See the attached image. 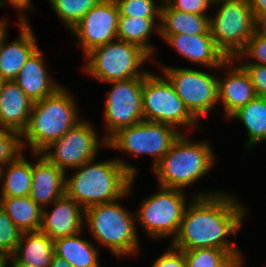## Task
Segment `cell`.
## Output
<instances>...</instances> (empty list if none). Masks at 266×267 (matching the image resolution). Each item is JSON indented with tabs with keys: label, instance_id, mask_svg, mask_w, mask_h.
I'll list each match as a JSON object with an SVG mask.
<instances>
[{
	"label": "cell",
	"instance_id": "6da1fadb",
	"mask_svg": "<svg viewBox=\"0 0 266 267\" xmlns=\"http://www.w3.org/2000/svg\"><path fill=\"white\" fill-rule=\"evenodd\" d=\"M192 198L184 210L178 234L170 244L182 251L215 248L228 254L241 252L228 237L231 234L236 239L246 207L236 196L223 191L201 192Z\"/></svg>",
	"mask_w": 266,
	"mask_h": 267
},
{
	"label": "cell",
	"instance_id": "7a4b0ae2",
	"mask_svg": "<svg viewBox=\"0 0 266 267\" xmlns=\"http://www.w3.org/2000/svg\"><path fill=\"white\" fill-rule=\"evenodd\" d=\"M120 158H94L75 168V174L66 175L65 193L84 209L130 196L137 167Z\"/></svg>",
	"mask_w": 266,
	"mask_h": 267
},
{
	"label": "cell",
	"instance_id": "3957f363",
	"mask_svg": "<svg viewBox=\"0 0 266 267\" xmlns=\"http://www.w3.org/2000/svg\"><path fill=\"white\" fill-rule=\"evenodd\" d=\"M77 108L73 94L62 85L52 95L33 102L28 126L20 135L22 150L29 147L32 153H41L61 138L82 120Z\"/></svg>",
	"mask_w": 266,
	"mask_h": 267
},
{
	"label": "cell",
	"instance_id": "277c9868",
	"mask_svg": "<svg viewBox=\"0 0 266 267\" xmlns=\"http://www.w3.org/2000/svg\"><path fill=\"white\" fill-rule=\"evenodd\" d=\"M190 140L181 132L168 153L153 167L158 186L185 191L184 188L212 170L216 155L209 141Z\"/></svg>",
	"mask_w": 266,
	"mask_h": 267
},
{
	"label": "cell",
	"instance_id": "5b68a950",
	"mask_svg": "<svg viewBox=\"0 0 266 267\" xmlns=\"http://www.w3.org/2000/svg\"><path fill=\"white\" fill-rule=\"evenodd\" d=\"M119 199L85 209L84 222L96 243L118 257L140 251L136 215L121 206Z\"/></svg>",
	"mask_w": 266,
	"mask_h": 267
},
{
	"label": "cell",
	"instance_id": "8992f818",
	"mask_svg": "<svg viewBox=\"0 0 266 267\" xmlns=\"http://www.w3.org/2000/svg\"><path fill=\"white\" fill-rule=\"evenodd\" d=\"M219 7L209 16V31L228 59H235L258 28L248 0H214Z\"/></svg>",
	"mask_w": 266,
	"mask_h": 267
},
{
	"label": "cell",
	"instance_id": "52a82bcc",
	"mask_svg": "<svg viewBox=\"0 0 266 267\" xmlns=\"http://www.w3.org/2000/svg\"><path fill=\"white\" fill-rule=\"evenodd\" d=\"M85 57L84 72L106 83L144 77L148 72L143 63L152 59L138 45L120 40L95 47Z\"/></svg>",
	"mask_w": 266,
	"mask_h": 267
},
{
	"label": "cell",
	"instance_id": "ba28073f",
	"mask_svg": "<svg viewBox=\"0 0 266 267\" xmlns=\"http://www.w3.org/2000/svg\"><path fill=\"white\" fill-rule=\"evenodd\" d=\"M159 187V191L146 196L135 212L138 222L149 237L162 239L177 236L184 210L189 204L186 193L180 189Z\"/></svg>",
	"mask_w": 266,
	"mask_h": 267
},
{
	"label": "cell",
	"instance_id": "9c48e42d",
	"mask_svg": "<svg viewBox=\"0 0 266 267\" xmlns=\"http://www.w3.org/2000/svg\"><path fill=\"white\" fill-rule=\"evenodd\" d=\"M142 112L147 121L166 123L176 129L180 126L197 127L198 120L189 112L169 80L148 71L143 77Z\"/></svg>",
	"mask_w": 266,
	"mask_h": 267
},
{
	"label": "cell",
	"instance_id": "30bf717a",
	"mask_svg": "<svg viewBox=\"0 0 266 267\" xmlns=\"http://www.w3.org/2000/svg\"><path fill=\"white\" fill-rule=\"evenodd\" d=\"M181 134L172 125L143 120L135 125L119 129L107 140V147L125 151L132 157L144 155L154 157V167L166 155Z\"/></svg>",
	"mask_w": 266,
	"mask_h": 267
},
{
	"label": "cell",
	"instance_id": "8fae6325",
	"mask_svg": "<svg viewBox=\"0 0 266 267\" xmlns=\"http://www.w3.org/2000/svg\"><path fill=\"white\" fill-rule=\"evenodd\" d=\"M162 74L172 84L189 112L197 119L207 114L218 104V76L184 67H169L164 64ZM164 65V66H163Z\"/></svg>",
	"mask_w": 266,
	"mask_h": 267
},
{
	"label": "cell",
	"instance_id": "7c38bea8",
	"mask_svg": "<svg viewBox=\"0 0 266 267\" xmlns=\"http://www.w3.org/2000/svg\"><path fill=\"white\" fill-rule=\"evenodd\" d=\"M101 144L107 147V139L102 138L100 142L97 130L89 121L82 119L61 138L46 147L41 155L68 174L67 170L78 168L96 158Z\"/></svg>",
	"mask_w": 266,
	"mask_h": 267
},
{
	"label": "cell",
	"instance_id": "4fadbf2b",
	"mask_svg": "<svg viewBox=\"0 0 266 267\" xmlns=\"http://www.w3.org/2000/svg\"><path fill=\"white\" fill-rule=\"evenodd\" d=\"M105 102L104 128L107 140L119 129L144 120L142 112L143 77L112 81Z\"/></svg>",
	"mask_w": 266,
	"mask_h": 267
},
{
	"label": "cell",
	"instance_id": "5bb4252c",
	"mask_svg": "<svg viewBox=\"0 0 266 267\" xmlns=\"http://www.w3.org/2000/svg\"><path fill=\"white\" fill-rule=\"evenodd\" d=\"M118 16L115 0H99L70 30L84 56L95 47L117 40Z\"/></svg>",
	"mask_w": 266,
	"mask_h": 267
},
{
	"label": "cell",
	"instance_id": "9a60e30c",
	"mask_svg": "<svg viewBox=\"0 0 266 267\" xmlns=\"http://www.w3.org/2000/svg\"><path fill=\"white\" fill-rule=\"evenodd\" d=\"M8 22L0 27V75L5 81L15 80L28 58L39 48L29 22L18 23V38L10 43L8 38Z\"/></svg>",
	"mask_w": 266,
	"mask_h": 267
},
{
	"label": "cell",
	"instance_id": "2e32d148",
	"mask_svg": "<svg viewBox=\"0 0 266 267\" xmlns=\"http://www.w3.org/2000/svg\"><path fill=\"white\" fill-rule=\"evenodd\" d=\"M52 211L42 208L40 231L53 241L84 229L85 209L66 193L53 203Z\"/></svg>",
	"mask_w": 266,
	"mask_h": 267
},
{
	"label": "cell",
	"instance_id": "e0dca14e",
	"mask_svg": "<svg viewBox=\"0 0 266 267\" xmlns=\"http://www.w3.org/2000/svg\"><path fill=\"white\" fill-rule=\"evenodd\" d=\"M234 64L235 59L226 60L223 64L226 76L218 77V103L223 104V116L227 120L257 96L248 72L241 64Z\"/></svg>",
	"mask_w": 266,
	"mask_h": 267
},
{
	"label": "cell",
	"instance_id": "ac0fdd59",
	"mask_svg": "<svg viewBox=\"0 0 266 267\" xmlns=\"http://www.w3.org/2000/svg\"><path fill=\"white\" fill-rule=\"evenodd\" d=\"M170 44L179 55L207 68L224 69L223 64L228 60L225 54L217 47L211 34H171L160 36Z\"/></svg>",
	"mask_w": 266,
	"mask_h": 267
},
{
	"label": "cell",
	"instance_id": "d6986e66",
	"mask_svg": "<svg viewBox=\"0 0 266 267\" xmlns=\"http://www.w3.org/2000/svg\"><path fill=\"white\" fill-rule=\"evenodd\" d=\"M32 184L29 197L41 208L65 194L66 173L50 163L41 153H33ZM47 205V206H46Z\"/></svg>",
	"mask_w": 266,
	"mask_h": 267
},
{
	"label": "cell",
	"instance_id": "ffe728a7",
	"mask_svg": "<svg viewBox=\"0 0 266 267\" xmlns=\"http://www.w3.org/2000/svg\"><path fill=\"white\" fill-rule=\"evenodd\" d=\"M32 106L33 101L15 80L4 81L0 90V127L21 135L28 126Z\"/></svg>",
	"mask_w": 266,
	"mask_h": 267
},
{
	"label": "cell",
	"instance_id": "44dd1931",
	"mask_svg": "<svg viewBox=\"0 0 266 267\" xmlns=\"http://www.w3.org/2000/svg\"><path fill=\"white\" fill-rule=\"evenodd\" d=\"M43 52L37 49L21 67L15 82L33 102L52 95L61 86L48 74Z\"/></svg>",
	"mask_w": 266,
	"mask_h": 267
},
{
	"label": "cell",
	"instance_id": "7402d4cb",
	"mask_svg": "<svg viewBox=\"0 0 266 267\" xmlns=\"http://www.w3.org/2000/svg\"><path fill=\"white\" fill-rule=\"evenodd\" d=\"M53 255V240L39 230L22 232L11 258L23 267H49Z\"/></svg>",
	"mask_w": 266,
	"mask_h": 267
},
{
	"label": "cell",
	"instance_id": "603a6c76",
	"mask_svg": "<svg viewBox=\"0 0 266 267\" xmlns=\"http://www.w3.org/2000/svg\"><path fill=\"white\" fill-rule=\"evenodd\" d=\"M160 36L171 34H210L209 15L192 14L171 8L164 0L161 5Z\"/></svg>",
	"mask_w": 266,
	"mask_h": 267
},
{
	"label": "cell",
	"instance_id": "cb8c5ba5",
	"mask_svg": "<svg viewBox=\"0 0 266 267\" xmlns=\"http://www.w3.org/2000/svg\"><path fill=\"white\" fill-rule=\"evenodd\" d=\"M81 232L53 241L54 254L65 259L73 267H101L99 258V246L91 241L82 239Z\"/></svg>",
	"mask_w": 266,
	"mask_h": 267
},
{
	"label": "cell",
	"instance_id": "d4e9b609",
	"mask_svg": "<svg viewBox=\"0 0 266 267\" xmlns=\"http://www.w3.org/2000/svg\"><path fill=\"white\" fill-rule=\"evenodd\" d=\"M158 23H157V21ZM156 30V31H155ZM160 30V18L118 16L117 40L133 43L145 50L152 58L155 47L148 44L149 38Z\"/></svg>",
	"mask_w": 266,
	"mask_h": 267
},
{
	"label": "cell",
	"instance_id": "484cf974",
	"mask_svg": "<svg viewBox=\"0 0 266 267\" xmlns=\"http://www.w3.org/2000/svg\"><path fill=\"white\" fill-rule=\"evenodd\" d=\"M32 184V163L21 151L3 166L0 197L29 196Z\"/></svg>",
	"mask_w": 266,
	"mask_h": 267
},
{
	"label": "cell",
	"instance_id": "4316f807",
	"mask_svg": "<svg viewBox=\"0 0 266 267\" xmlns=\"http://www.w3.org/2000/svg\"><path fill=\"white\" fill-rule=\"evenodd\" d=\"M239 120L247 130L248 140L244 148L266 142V97L256 96L245 106L235 111L228 120Z\"/></svg>",
	"mask_w": 266,
	"mask_h": 267
},
{
	"label": "cell",
	"instance_id": "83f0119b",
	"mask_svg": "<svg viewBox=\"0 0 266 267\" xmlns=\"http://www.w3.org/2000/svg\"><path fill=\"white\" fill-rule=\"evenodd\" d=\"M0 206L21 232L40 230L42 208L29 196L0 197Z\"/></svg>",
	"mask_w": 266,
	"mask_h": 267
},
{
	"label": "cell",
	"instance_id": "f1b7e54d",
	"mask_svg": "<svg viewBox=\"0 0 266 267\" xmlns=\"http://www.w3.org/2000/svg\"><path fill=\"white\" fill-rule=\"evenodd\" d=\"M51 8L71 30L99 0H48Z\"/></svg>",
	"mask_w": 266,
	"mask_h": 267
},
{
	"label": "cell",
	"instance_id": "f546056e",
	"mask_svg": "<svg viewBox=\"0 0 266 267\" xmlns=\"http://www.w3.org/2000/svg\"><path fill=\"white\" fill-rule=\"evenodd\" d=\"M21 235L20 229L0 206V261L13 255Z\"/></svg>",
	"mask_w": 266,
	"mask_h": 267
},
{
	"label": "cell",
	"instance_id": "4dcf8cb0",
	"mask_svg": "<svg viewBox=\"0 0 266 267\" xmlns=\"http://www.w3.org/2000/svg\"><path fill=\"white\" fill-rule=\"evenodd\" d=\"M162 1L157 5L155 0H115L119 15L142 18H160Z\"/></svg>",
	"mask_w": 266,
	"mask_h": 267
},
{
	"label": "cell",
	"instance_id": "1f68e13d",
	"mask_svg": "<svg viewBox=\"0 0 266 267\" xmlns=\"http://www.w3.org/2000/svg\"><path fill=\"white\" fill-rule=\"evenodd\" d=\"M250 57L256 60L243 62L242 59L247 58L248 60ZM235 60H238L236 62L240 61V64L266 65V33L257 28Z\"/></svg>",
	"mask_w": 266,
	"mask_h": 267
},
{
	"label": "cell",
	"instance_id": "d6a6232c",
	"mask_svg": "<svg viewBox=\"0 0 266 267\" xmlns=\"http://www.w3.org/2000/svg\"><path fill=\"white\" fill-rule=\"evenodd\" d=\"M183 252L186 267H215L228 255L225 250L215 248H198Z\"/></svg>",
	"mask_w": 266,
	"mask_h": 267
},
{
	"label": "cell",
	"instance_id": "836d02e7",
	"mask_svg": "<svg viewBox=\"0 0 266 267\" xmlns=\"http://www.w3.org/2000/svg\"><path fill=\"white\" fill-rule=\"evenodd\" d=\"M22 150L21 137L16 131L0 127V164L14 159Z\"/></svg>",
	"mask_w": 266,
	"mask_h": 267
},
{
	"label": "cell",
	"instance_id": "e575fe53",
	"mask_svg": "<svg viewBox=\"0 0 266 267\" xmlns=\"http://www.w3.org/2000/svg\"><path fill=\"white\" fill-rule=\"evenodd\" d=\"M171 8L192 14L208 15L214 0H164Z\"/></svg>",
	"mask_w": 266,
	"mask_h": 267
},
{
	"label": "cell",
	"instance_id": "d590c367",
	"mask_svg": "<svg viewBox=\"0 0 266 267\" xmlns=\"http://www.w3.org/2000/svg\"><path fill=\"white\" fill-rule=\"evenodd\" d=\"M241 65L248 72L257 96L266 97V65Z\"/></svg>",
	"mask_w": 266,
	"mask_h": 267
},
{
	"label": "cell",
	"instance_id": "8d00e7d4",
	"mask_svg": "<svg viewBox=\"0 0 266 267\" xmlns=\"http://www.w3.org/2000/svg\"><path fill=\"white\" fill-rule=\"evenodd\" d=\"M151 267H186L184 252L170 244L166 253L158 257Z\"/></svg>",
	"mask_w": 266,
	"mask_h": 267
},
{
	"label": "cell",
	"instance_id": "74e56055",
	"mask_svg": "<svg viewBox=\"0 0 266 267\" xmlns=\"http://www.w3.org/2000/svg\"><path fill=\"white\" fill-rule=\"evenodd\" d=\"M6 1H8L7 3H10L9 5L15 7V9H17L20 12L18 19L19 23L29 22V20L27 19L28 15L26 16L27 13L24 12H27L26 9H31L32 7L31 0H0V6L1 7L6 6L7 5Z\"/></svg>",
	"mask_w": 266,
	"mask_h": 267
},
{
	"label": "cell",
	"instance_id": "f35d334b",
	"mask_svg": "<svg viewBox=\"0 0 266 267\" xmlns=\"http://www.w3.org/2000/svg\"><path fill=\"white\" fill-rule=\"evenodd\" d=\"M243 254L241 252L229 253L218 265L215 267H243Z\"/></svg>",
	"mask_w": 266,
	"mask_h": 267
},
{
	"label": "cell",
	"instance_id": "ab89813d",
	"mask_svg": "<svg viewBox=\"0 0 266 267\" xmlns=\"http://www.w3.org/2000/svg\"><path fill=\"white\" fill-rule=\"evenodd\" d=\"M248 3L257 21L266 14V0H248Z\"/></svg>",
	"mask_w": 266,
	"mask_h": 267
},
{
	"label": "cell",
	"instance_id": "60d3db41",
	"mask_svg": "<svg viewBox=\"0 0 266 267\" xmlns=\"http://www.w3.org/2000/svg\"><path fill=\"white\" fill-rule=\"evenodd\" d=\"M49 267H73V266L69 264L65 259L54 254Z\"/></svg>",
	"mask_w": 266,
	"mask_h": 267
},
{
	"label": "cell",
	"instance_id": "b9f144b4",
	"mask_svg": "<svg viewBox=\"0 0 266 267\" xmlns=\"http://www.w3.org/2000/svg\"><path fill=\"white\" fill-rule=\"evenodd\" d=\"M258 28L266 33V14L258 20Z\"/></svg>",
	"mask_w": 266,
	"mask_h": 267
},
{
	"label": "cell",
	"instance_id": "7bdbcfd3",
	"mask_svg": "<svg viewBox=\"0 0 266 267\" xmlns=\"http://www.w3.org/2000/svg\"><path fill=\"white\" fill-rule=\"evenodd\" d=\"M8 262L10 263V267H23L19 264H17L11 257L10 258H5L3 260L0 261V264H8Z\"/></svg>",
	"mask_w": 266,
	"mask_h": 267
},
{
	"label": "cell",
	"instance_id": "ee69618b",
	"mask_svg": "<svg viewBox=\"0 0 266 267\" xmlns=\"http://www.w3.org/2000/svg\"><path fill=\"white\" fill-rule=\"evenodd\" d=\"M4 79L2 78V76L0 75V90H1V88H2V85H3V83H4Z\"/></svg>",
	"mask_w": 266,
	"mask_h": 267
},
{
	"label": "cell",
	"instance_id": "f6af8a7d",
	"mask_svg": "<svg viewBox=\"0 0 266 267\" xmlns=\"http://www.w3.org/2000/svg\"><path fill=\"white\" fill-rule=\"evenodd\" d=\"M2 170H3V165L0 164V183H1V179H2Z\"/></svg>",
	"mask_w": 266,
	"mask_h": 267
},
{
	"label": "cell",
	"instance_id": "bcb514c9",
	"mask_svg": "<svg viewBox=\"0 0 266 267\" xmlns=\"http://www.w3.org/2000/svg\"><path fill=\"white\" fill-rule=\"evenodd\" d=\"M0 267H8V264H0Z\"/></svg>",
	"mask_w": 266,
	"mask_h": 267
}]
</instances>
